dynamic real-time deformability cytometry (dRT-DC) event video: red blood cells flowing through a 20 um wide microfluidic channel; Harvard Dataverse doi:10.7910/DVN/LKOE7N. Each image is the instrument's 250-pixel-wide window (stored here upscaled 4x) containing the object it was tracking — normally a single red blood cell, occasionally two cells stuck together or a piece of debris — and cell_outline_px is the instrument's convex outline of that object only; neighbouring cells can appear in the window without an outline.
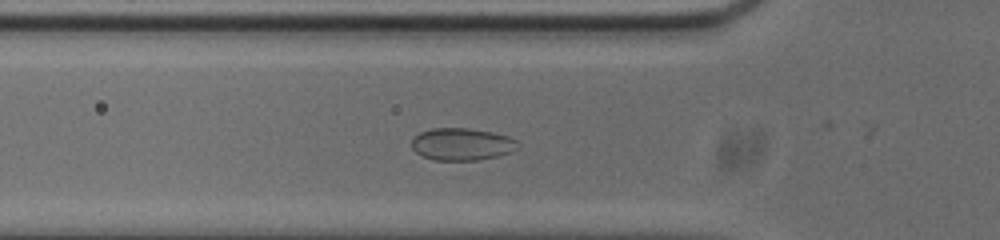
{"species": "common noctule bat (a hibernating species)", "species_latin": "Nyctalus noctula", "temperature_condition": "cold", "stored_images_in_passage": 19, "camera_frame_rate_fps": 3000, "um_per_image_px": 0.085, "animal": {"sex": "male", "body_mass_g": 20.0, "forearm_length_mm": 53.3}, "frame": {"image": 1, "passage_image": 16, "time_ms": 5.0, "image_size_px": [1000, 240], "cell_outline_px": [[516, 148], [512, 152], [496, 156], [476, 160], [432, 160], [416, 152], [412, 148], [412, 140], [420, 132], [432, 128], [468, 128], [492, 132], [508, 136], [516, 140]], "centroid_in_image_um": [39.24, 12.25], "position_along_channel_um": 86.6, "area_um2": 19.77}}